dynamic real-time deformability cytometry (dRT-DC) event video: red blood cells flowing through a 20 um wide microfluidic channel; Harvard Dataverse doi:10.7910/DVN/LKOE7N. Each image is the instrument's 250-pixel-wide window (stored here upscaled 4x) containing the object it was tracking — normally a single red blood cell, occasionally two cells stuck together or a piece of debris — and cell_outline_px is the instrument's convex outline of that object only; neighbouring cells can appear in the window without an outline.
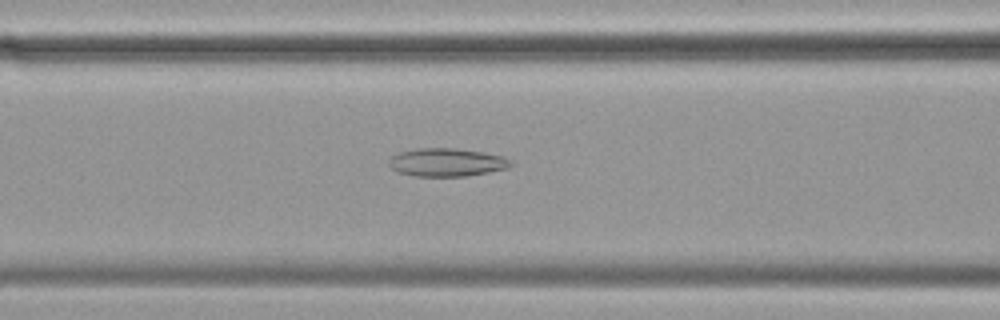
{"species": "common noctule bat (a hibernating species)", "species_latin": "Nyctalus noctula", "temperature_condition": "cold", "stored_images_in_passage": 57, "camera_frame_rate_fps": 3000, "um_per_image_px": 0.085, "animal": {"sex": "female", "body_mass_g": 19.9}, "frame": {"image": 1, "passage_image": 23, "time_ms": 7.333, "image_size_px": [1000, 320], "cell_outline_px": [[516, 164], [508, 168], [468, 176], [412, 176], [396, 172], [388, 164], [388, 160], [392, 156], [400, 152], [416, 148], [456, 148], [484, 152], [504, 156], [512, 160]], "centroid_in_image_um": [38.0, 13.8], "position_along_channel_um": 128.6, "area_um2": 20.35}}
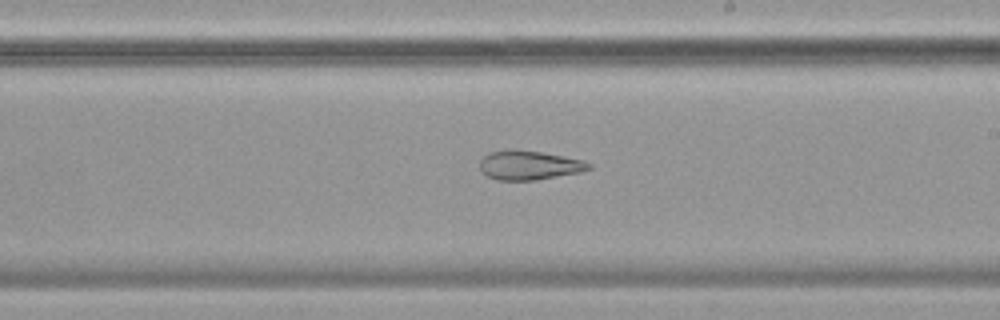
{"frame": {"image": 2, "passage_image": 33, "time_ms": 10.667, "image_size_px": [1000, 320], "cell_outline_px": [[592, 168], [580, 172], [536, 180], [496, 180], [480, 172], [480, 160], [488, 152], [516, 148], [564, 156], [584, 160], [592, 164]], "centroid_in_image_um": [44.96, 14.03], "position_along_channel_um": 244.0, "area_um2": 18.79}}
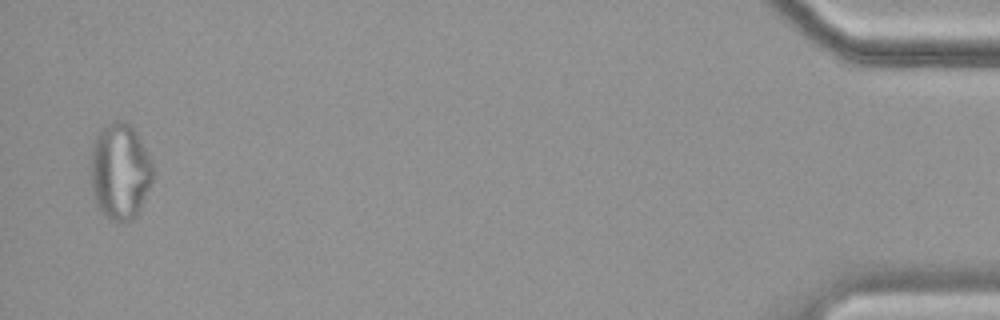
{"frame": {"image": 3, "passage_image": 56, "time_ms": 18.333, "image_size_px": [1000, 320], "cell_outline_px": [[152, 180], [140, 208], [128, 220], [108, 220], [100, 212], [96, 204], [92, 192], [92, 144], [96, 132], [100, 128], [116, 120], [124, 120], [136, 132], [152, 164]], "centroid_in_image_um": [10.16, 14.54], "position_along_channel_um": 425.0, "area_um2": 34.33}, "authors_computed_cell_mechanics": {"area_um2": 26.7614, "velocity_mm_per_s": 3.488, "shape_relaxation_time_tau1_ms": null, "shape_relaxation_time_tau2_ms": 4.7664, "deformation_change_tau1": null, "deformation_change_tau2": 0.1291}}